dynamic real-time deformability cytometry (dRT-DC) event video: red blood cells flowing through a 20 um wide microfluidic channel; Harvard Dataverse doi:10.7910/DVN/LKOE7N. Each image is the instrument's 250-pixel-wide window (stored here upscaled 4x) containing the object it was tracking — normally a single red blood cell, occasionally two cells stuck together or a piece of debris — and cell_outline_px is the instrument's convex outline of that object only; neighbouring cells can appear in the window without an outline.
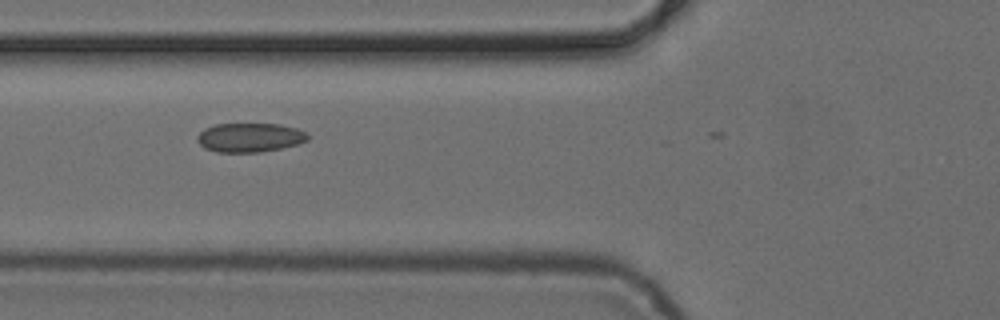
{"species": "common noctule bat (a hibernating species)", "species_latin": "Nyctalus noctula", "temperature_condition": "cold", "stored_images_in_passage": 4, "camera_frame_rate_fps": 3000, "um_per_image_px": 0.085, "animal": {"sex": "female", "body_mass_g": 24.6, "forearm_length_mm": 56.2}, "frame": {"image": 1, "passage_image": 2, "time_ms": 1.0, "image_size_px": [1000, 320], "cell_outline_px": [[308, 140], [296, 144], [280, 148], [260, 152], [216, 152], [204, 148], [196, 140], [196, 136], [204, 128], [216, 124], [280, 124], [296, 128], [308, 132]], "centroid_in_image_um": [21.21, 11.68], "position_along_channel_um": 104.6, "area_um2": 18.79}}
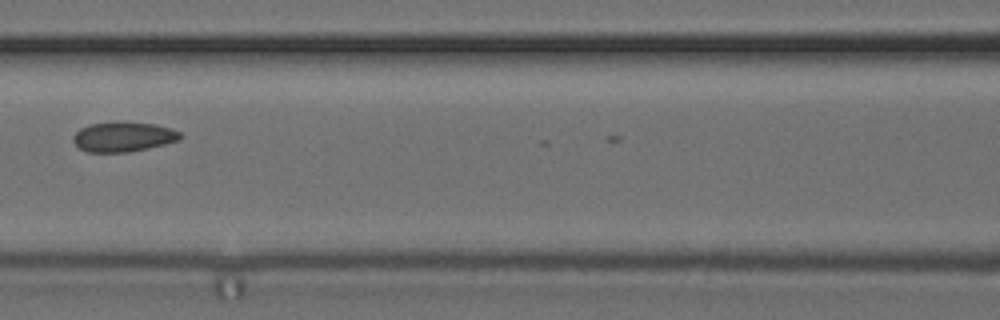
{"frame": {"image": 2, "passage_image": 3, "time_ms": 2.333, "image_size_px": [1000, 320], "cell_outline_px": [[184, 136], [180, 140], [148, 148], [128, 152], [88, 152], [80, 148], [72, 140], [72, 136], [80, 128], [92, 124], [116, 120], [124, 120], [156, 124], [172, 128], [180, 132]], "centroid_in_image_um": [10.51, 11.59], "position_along_channel_um": 156.1, "area_um2": 19.07}}
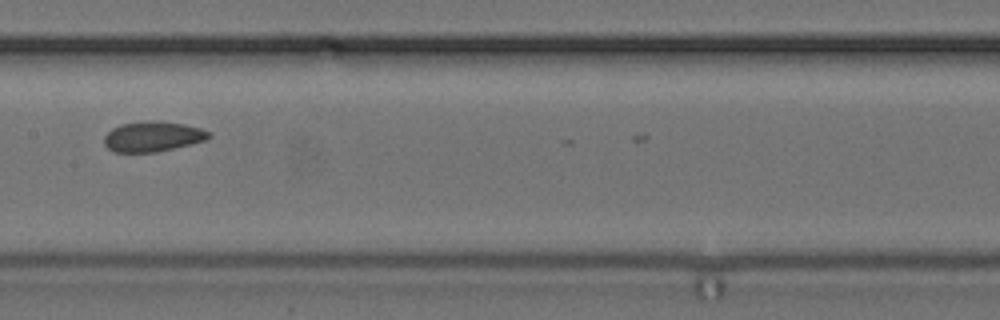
{"frame": {"image": 3, "passage_image": 4, "time_ms": 3.333, "image_size_px": [1000, 320], "cell_outline_px": [[212, 136], [208, 140], [192, 144], [156, 152], [112, 152], [104, 144], [104, 136], [112, 128], [120, 124], [152, 120], [160, 120], [184, 124], [200, 128], [208, 132]], "centroid_in_image_um": [12.99, 11.6], "position_along_channel_um": 194.4, "area_um2": 18.61}}